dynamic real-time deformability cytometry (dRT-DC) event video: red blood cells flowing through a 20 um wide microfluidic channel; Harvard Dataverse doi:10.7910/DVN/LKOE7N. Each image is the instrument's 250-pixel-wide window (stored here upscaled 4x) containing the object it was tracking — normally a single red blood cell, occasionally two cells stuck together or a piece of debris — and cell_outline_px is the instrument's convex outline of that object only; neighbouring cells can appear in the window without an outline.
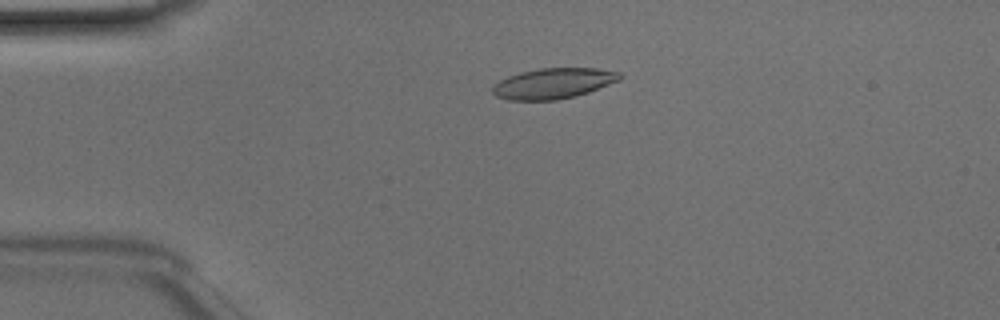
{"species": "Egyptian fruit bat (a non-hibernating species)", "species_latin": "Rousettus aegyptiacus", "temperature_condition": "room temperature", "stored_images_in_passage": 49, "camera_frame_rate_fps": 3000, "um_per_image_px": 0.085, "animal": {"sex": "male"}, "frame": {"image": 1, "passage_image": 11, "time_ms": 3.333, "image_size_px": [1000, 320], "cell_outline_px": [[624, 76], [620, 80], [588, 92], [576, 96], [556, 100], [508, 100], [496, 96], [492, 92], [492, 88], [500, 80], [508, 76], [520, 72], [540, 68], [596, 68], [620, 72]], "centroid_in_image_um": [47.05, 7.08], "position_along_channel_um": 37.9, "area_um2": 22.66}}
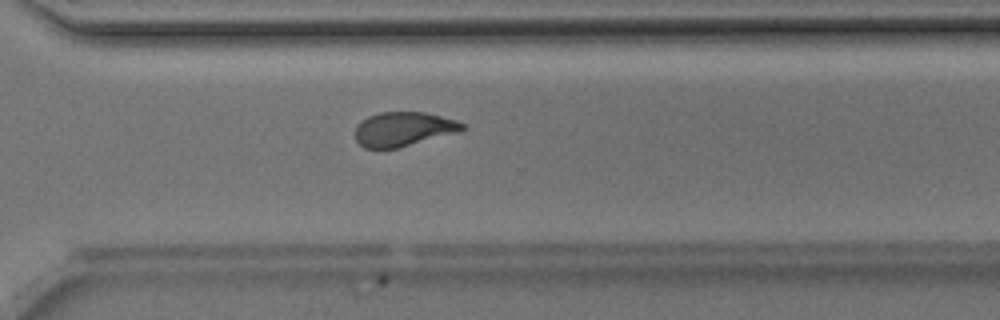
{"frame": {"image": 2, "passage_image": 35, "time_ms": 11.333, "image_size_px": [1000, 320], "cell_outline_px": [[468, 128], [460, 132], [400, 148], [364, 148], [356, 140], [356, 124], [368, 116], [380, 112], [424, 112], [456, 120], [464, 124]], "centroid_in_image_um": [34.32, 10.98], "position_along_channel_um": 336.3, "area_um2": 21.62}}
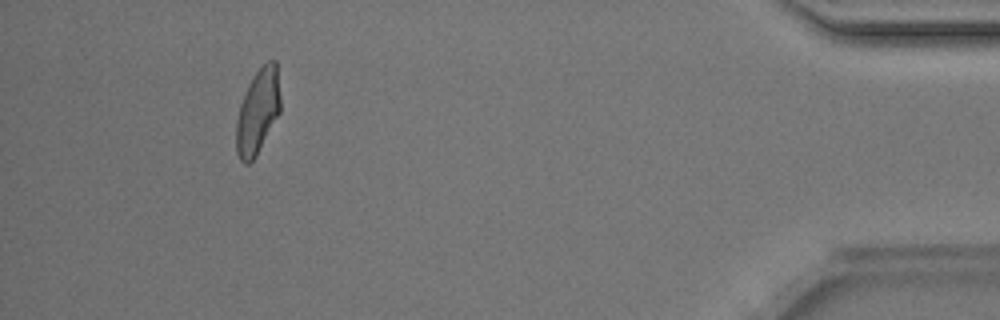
{"frame": {"image": 3, "passage_image": 45, "time_ms": 14.667, "image_size_px": [1000, 320], "cell_outline_px": [[280, 112], [256, 156], [248, 164], [244, 164], [240, 160], [236, 152], [236, 120], [240, 104], [248, 84], [256, 72], [268, 60], [276, 60], [280, 96]], "centroid_in_image_um": [21.9, 9.49], "position_along_channel_um": 413.3, "area_um2": 21.79}, "authors_computed_cell_mechanics": {"area_um2": 22.6576, "velocity_mm_per_s": 4.1584, "shape_relaxation_time_tau1_ms": 4.0284, "shape_relaxation_time_tau2_ms": 1.156, "deformation_change_tau1": 0.1409, "deformation_change_tau2": 0.0751}}